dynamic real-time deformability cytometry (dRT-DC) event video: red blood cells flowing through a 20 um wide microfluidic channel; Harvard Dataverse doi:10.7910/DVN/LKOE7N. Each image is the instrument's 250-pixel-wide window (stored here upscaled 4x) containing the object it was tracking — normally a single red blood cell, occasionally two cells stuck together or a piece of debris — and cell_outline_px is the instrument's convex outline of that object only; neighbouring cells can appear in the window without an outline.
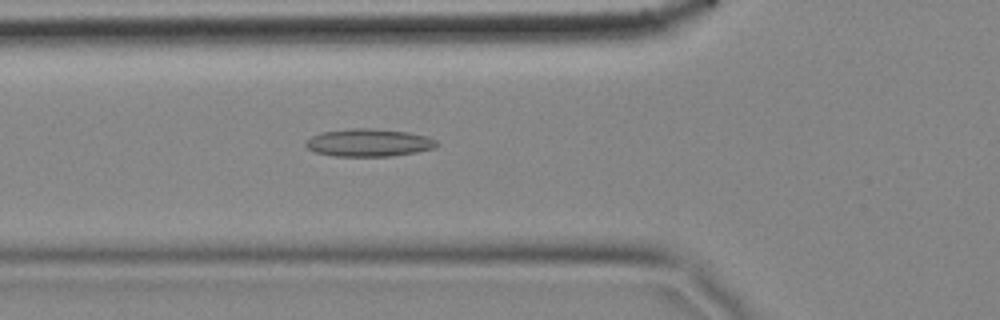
{"species": "common noctule bat (a hibernating species)", "species_latin": "Nyctalus noctula", "temperature_condition": "cold", "stored_images_in_passage": 50, "camera_frame_rate_fps": 3000, "um_per_image_px": 0.085, "animal": {"sex": "female", "body_mass_g": 18.4}, "frame": {"image": 1, "passage_image": 13, "time_ms": 4.0, "image_size_px": [1000, 320], "cell_outline_px": [[436, 148], [416, 152], [392, 156], [336, 156], [316, 152], [308, 148], [304, 144], [304, 140], [320, 132], [352, 128], [372, 128], [408, 132], [428, 136], [436, 140]], "centroid_in_image_um": [31.33, 12.12], "position_along_channel_um": 94.5, "area_um2": 21.21}}
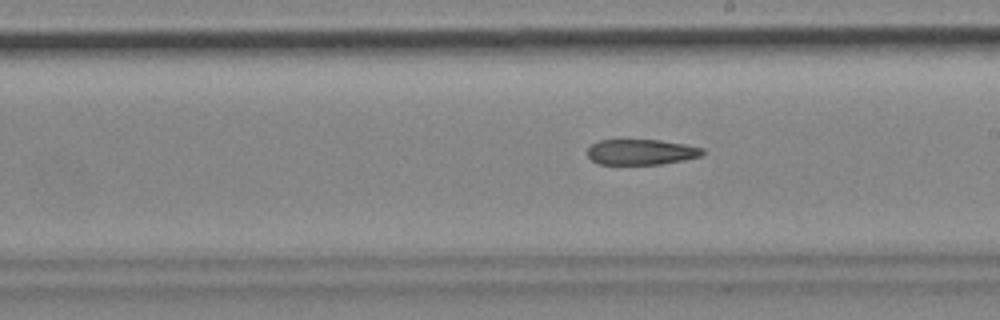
{"frame": {"image": 2, "passage_image": 25, "time_ms": 8.0, "image_size_px": [1000, 320], "cell_outline_px": [[704, 152], [700, 156], [684, 160], [660, 164], [600, 164], [592, 160], [588, 156], [588, 148], [592, 144], [600, 140], [660, 140], [688, 144], [704, 148]], "centroid_in_image_um": [54.53, 12.91], "position_along_channel_um": 234.5, "area_um2": 17.11}}
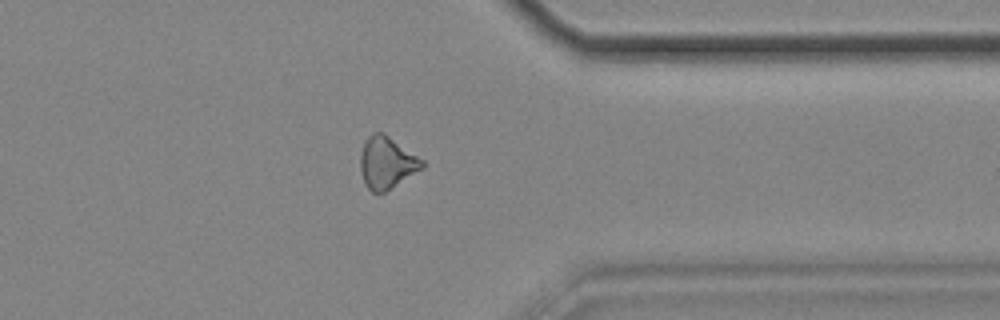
{"frame": {"image": 3, "passage_image": 38, "time_ms": 12.333, "image_size_px": [1000, 320], "cell_outline_px": [[424, 168], [384, 192], [372, 192], [364, 184], [360, 168], [360, 152], [364, 140], [372, 132], [384, 132], [424, 160]], "centroid_in_image_um": [32.86, 13.8], "position_along_channel_um": 378.5, "area_um2": 18.9}, "authors_computed_cell_mechanics": {"area_um2": 18.9584, "velocity_mm_per_s": 3.5043, "shape_relaxation_time_tau1_ms": null, "shape_relaxation_time_tau2_ms": 8.2951, "deformation_change_tau1": null, "deformation_change_tau2": 0.2033}}